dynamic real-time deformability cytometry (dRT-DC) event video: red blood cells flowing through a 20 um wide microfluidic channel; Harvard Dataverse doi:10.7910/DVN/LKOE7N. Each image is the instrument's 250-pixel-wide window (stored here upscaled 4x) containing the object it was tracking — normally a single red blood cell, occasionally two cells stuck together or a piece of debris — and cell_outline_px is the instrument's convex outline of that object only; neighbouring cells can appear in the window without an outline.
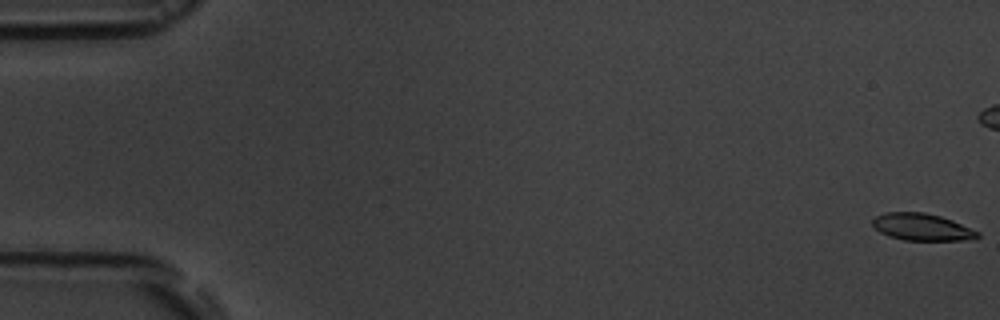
{"species": "common noctule bat (a hibernating species)", "species_latin": "Nyctalus noctula", "temperature_condition": "room temperature", "stored_images_in_passage": 6, "camera_frame_rate_fps": 3000, "um_per_image_px": 0.085, "animal": {"sex": "male", "body_mass_g": 19.5, "forearm_length_mm": 54.6}, "frame": {"image": 1, "passage_image": 1, "time_ms": 0.0, "image_size_px": [1000, 320], "cell_outline_px": [[980, 236], [976, 240], [904, 240], [888, 236], [880, 232], [872, 224], [872, 220], [876, 216], [884, 212], [924, 212], [940, 216], [952, 220], [980, 232]], "centroid_in_image_um": [78.39, 19.3], "position_along_channel_um": 6.6, "area_um2": 16.65}}